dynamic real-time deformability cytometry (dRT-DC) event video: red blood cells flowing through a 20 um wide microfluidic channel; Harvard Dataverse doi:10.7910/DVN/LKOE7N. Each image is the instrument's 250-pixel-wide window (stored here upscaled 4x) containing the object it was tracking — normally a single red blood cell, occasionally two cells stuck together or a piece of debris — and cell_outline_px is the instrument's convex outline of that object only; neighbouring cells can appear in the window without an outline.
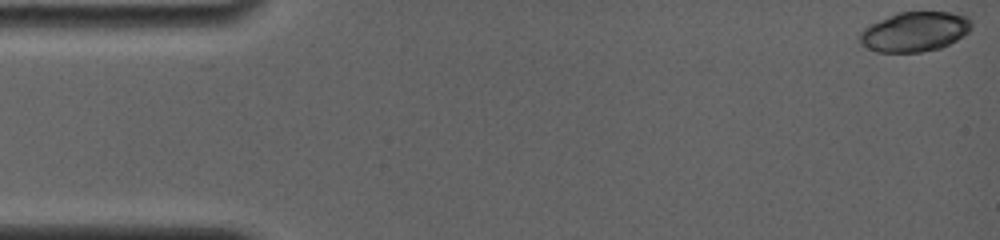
{"species": "common noctule bat (a hibernating species)", "species_latin": "Nyctalus noctula", "temperature_condition": "room temperature", "stored_images_in_passage": 15, "camera_frame_rate_fps": 4000, "um_per_image_px": 0.085, "animal": {"sex": "female", "body_mass_g": 19.0, "forearm_length_mm": 56.7}, "frame": {"image": 1, "passage_image": 1, "time_ms": 0.0, "image_size_px": [1000, 240], "cell_outline_px": [[972, 28], [964, 36], [940, 48], [920, 52], [876, 52], [860, 44], [856, 40], [856, 36], [868, 24], [896, 12], [948, 12], [968, 16], [972, 20]], "centroid_in_image_um": [77.7, 2.69], "position_along_channel_um": 7.3, "area_um2": 26.36}}
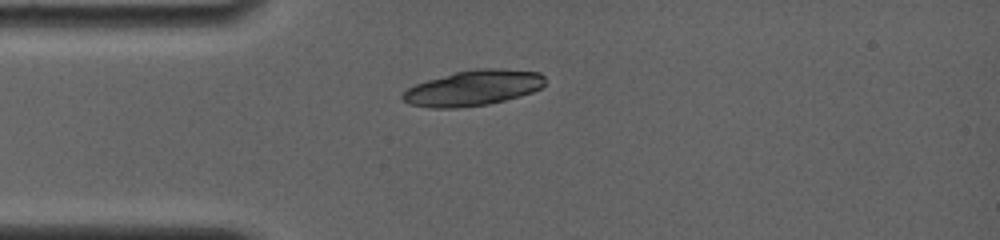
{"frame": {"image": 2, "passage_image": 13, "time_ms": 4.0, "image_size_px": [1000, 240], "cell_outline_px": [[544, 84], [540, 88], [532, 92], [504, 100], [488, 104], [456, 108], [428, 108], [408, 104], [400, 96], [400, 92], [416, 84], [428, 80], [456, 72], [476, 68], [496, 68], [540, 72], [544, 76]], "centroid_in_image_um": [40.18, 7.48], "position_along_channel_um": 44.8, "area_um2": 29.36}}